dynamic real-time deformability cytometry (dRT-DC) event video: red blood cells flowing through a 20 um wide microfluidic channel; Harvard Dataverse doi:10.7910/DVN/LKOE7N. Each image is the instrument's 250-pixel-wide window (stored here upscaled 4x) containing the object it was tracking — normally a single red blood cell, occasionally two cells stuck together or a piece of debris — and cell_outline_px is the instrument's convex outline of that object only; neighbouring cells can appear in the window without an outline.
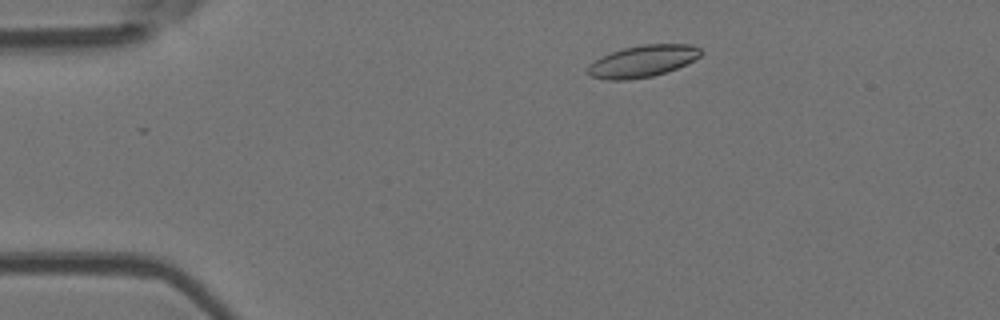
{"species": "Egyptian fruit bat (a non-hibernating species)", "species_latin": "Rousettus aegyptiacus", "temperature_condition": "room temperature", "stored_images_in_passage": 32, "camera_frame_rate_fps": 3000, "um_per_image_px": 0.085, "animal": {"sex": "female"}, "frame": {"image": 1, "passage_image": 6, "time_ms": 1.667, "image_size_px": [1000, 320], "cell_outline_px": [[704, 52], [700, 56], [676, 68], [652, 76], [628, 80], [608, 80], [592, 76], [588, 72], [588, 64], [612, 52], [624, 48], [644, 44], [692, 44], [700, 48]], "centroid_in_image_um": [54.65, 5.19], "position_along_channel_um": 30.4, "area_um2": 20.63}}
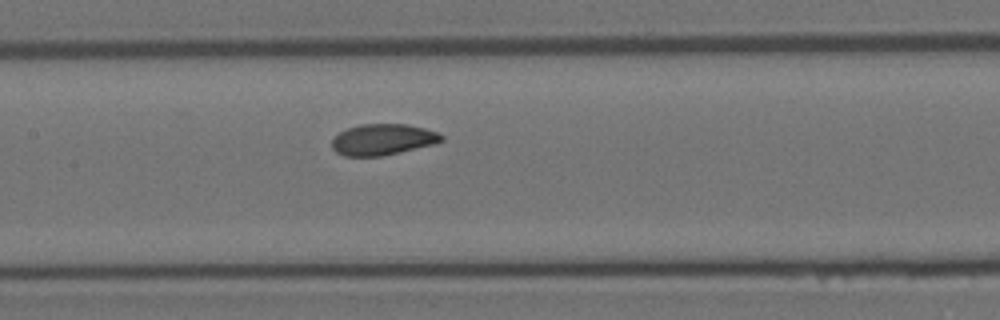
{"frame": {"image": 2, "passage_image": 22, "time_ms": 7.0, "image_size_px": [1000, 320], "cell_outline_px": [[444, 140], [436, 144], [400, 152], [380, 156], [344, 156], [336, 152], [332, 148], [332, 140], [340, 132], [348, 128], [360, 124], [408, 124], [424, 128], [436, 132], [444, 136]], "centroid_in_image_um": [32.56, 11.86], "position_along_channel_um": 174.8, "area_um2": 19.88}}
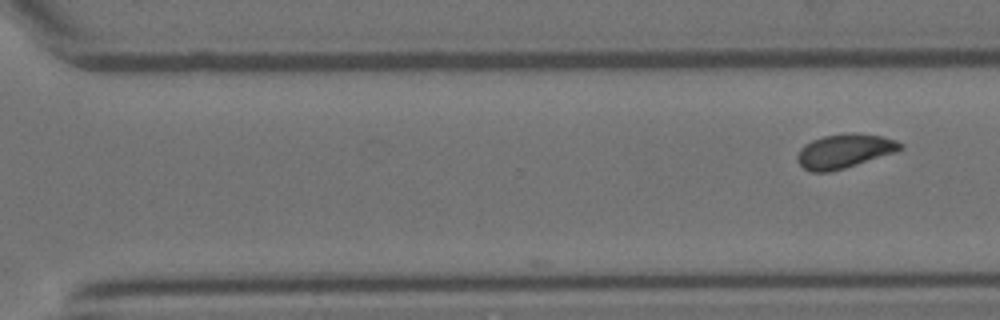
{"frame": {"image": 3, "passage_image": 32, "time_ms": 10.333, "image_size_px": [1000, 320], "cell_outline_px": [[904, 148], [896, 152], [844, 168], [828, 172], [812, 172], [804, 168], [796, 160], [796, 156], [800, 148], [804, 144], [812, 140], [824, 136], [848, 132], [860, 132], [880, 136], [896, 140]], "centroid_in_image_um": [71.75, 12.83], "position_along_channel_um": 298.8, "area_um2": 20.52}}